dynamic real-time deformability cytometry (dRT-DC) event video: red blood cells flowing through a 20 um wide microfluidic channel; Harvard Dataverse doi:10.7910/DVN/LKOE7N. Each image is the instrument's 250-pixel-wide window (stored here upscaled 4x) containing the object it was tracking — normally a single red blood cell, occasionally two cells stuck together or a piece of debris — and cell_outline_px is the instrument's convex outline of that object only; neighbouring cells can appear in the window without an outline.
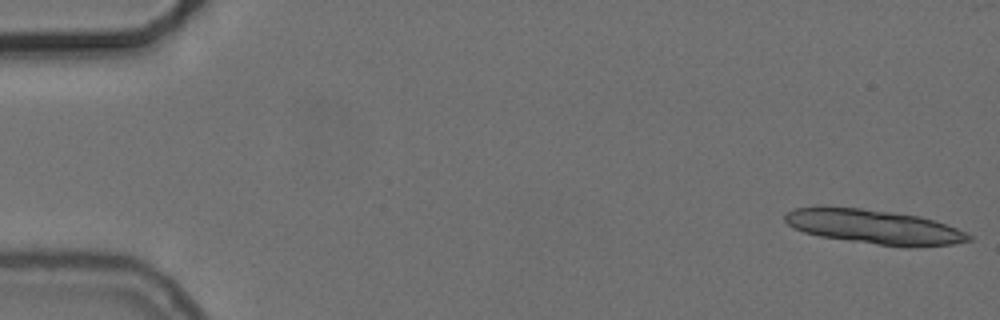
{"species": "common noctule bat (a hibernating species)", "species_latin": "Nyctalus noctula", "temperature_condition": "cold", "stored_images_in_passage": 11, "camera_frame_rate_fps": 3000, "um_per_image_px": 0.085, "animal": {"sex": "female", "body_mass_g": 24.6, "forearm_length_mm": 56.2}, "frame": {"image": 1, "passage_image": 1, "time_ms": 0.0, "image_size_px": [1000, 320], "cell_outline_px": [[972, 240], [952, 244], [908, 248], [876, 244], [820, 236], [804, 232], [788, 224], [784, 220], [784, 216], [788, 212], [796, 208], [860, 208], [892, 212], [920, 216], [936, 220], [956, 228], [972, 236]], "centroid_in_image_um": [74.38, 19.3], "position_along_channel_um": 10.6, "area_um2": 36.24}}